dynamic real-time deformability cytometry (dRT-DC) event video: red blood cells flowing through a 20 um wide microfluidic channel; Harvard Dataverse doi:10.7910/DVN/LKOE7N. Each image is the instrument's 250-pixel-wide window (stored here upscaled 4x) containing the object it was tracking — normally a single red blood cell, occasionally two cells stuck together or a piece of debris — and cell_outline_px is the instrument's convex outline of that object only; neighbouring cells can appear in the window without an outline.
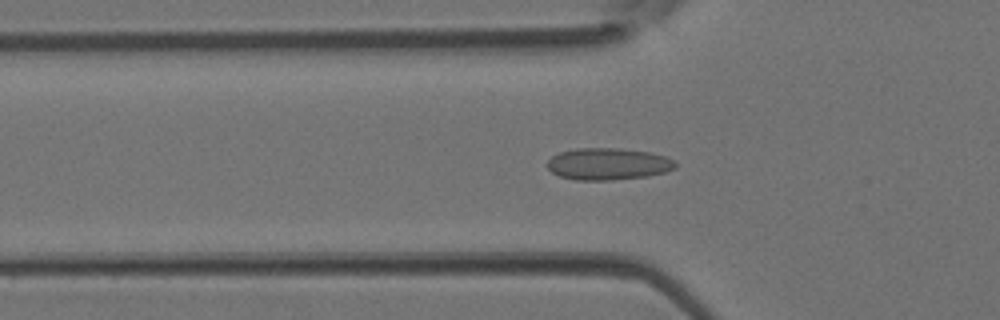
{"species": "Egyptian fruit bat (a non-hibernating species)", "species_latin": "Rousettus aegyptiacus", "temperature_condition": "room temperature", "stored_images_in_passage": 38, "camera_frame_rate_fps": 3000, "um_per_image_px": 0.085, "animal": {"sex": "female"}, "frame": {"image": 1, "passage_image": 14, "time_ms": 4.333, "image_size_px": [1000, 320], "cell_outline_px": [[676, 168], [664, 172], [648, 176], [612, 180], [576, 180], [560, 176], [552, 172], [548, 168], [548, 160], [552, 156], [560, 152], [576, 148], [620, 148], [652, 152], [664, 156], [672, 160], [676, 164]], "centroid_in_image_um": [51.69, 13.93], "position_along_channel_um": 74.1, "area_um2": 23.81}}
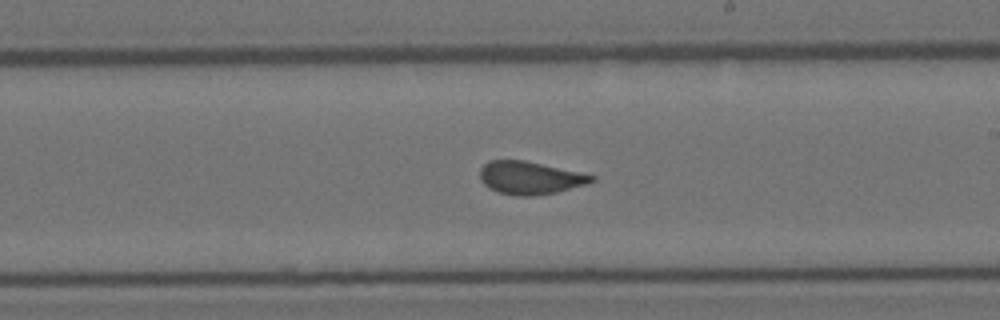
{"frame": {"image": 2, "passage_image": 25, "time_ms": 8.0, "image_size_px": [1000, 320], "cell_outline_px": [[596, 180], [588, 184], [556, 192], [532, 196], [516, 196], [500, 192], [488, 188], [480, 180], [480, 168], [488, 160], [524, 160], [596, 176]], "centroid_in_image_um": [45.03, 15.12], "position_along_channel_um": 244.0, "area_um2": 21.33}}
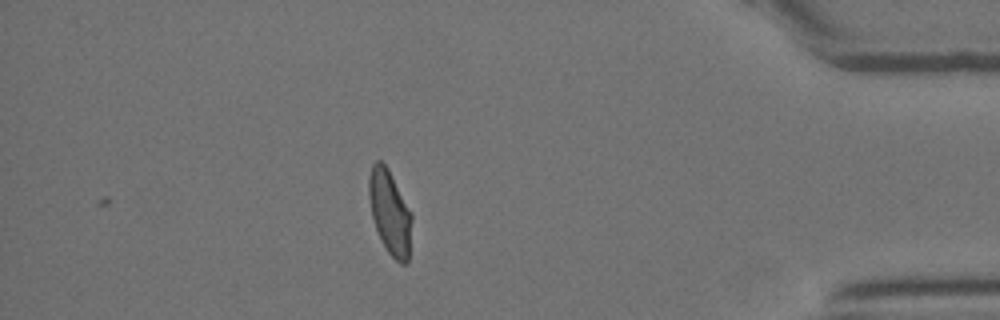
{"frame": {"image": 3, "passage_image": 38, "time_ms": 12.333, "image_size_px": [1000, 320], "cell_outline_px": [[412, 220], [408, 260], [404, 264], [400, 264], [388, 252], [376, 228], [372, 216], [368, 192], [368, 176], [372, 164], [376, 160], [380, 160], [388, 168], [412, 212]], "centroid_in_image_um": [33.14, 18.01], "position_along_channel_um": 402.1, "area_um2": 20.98}}